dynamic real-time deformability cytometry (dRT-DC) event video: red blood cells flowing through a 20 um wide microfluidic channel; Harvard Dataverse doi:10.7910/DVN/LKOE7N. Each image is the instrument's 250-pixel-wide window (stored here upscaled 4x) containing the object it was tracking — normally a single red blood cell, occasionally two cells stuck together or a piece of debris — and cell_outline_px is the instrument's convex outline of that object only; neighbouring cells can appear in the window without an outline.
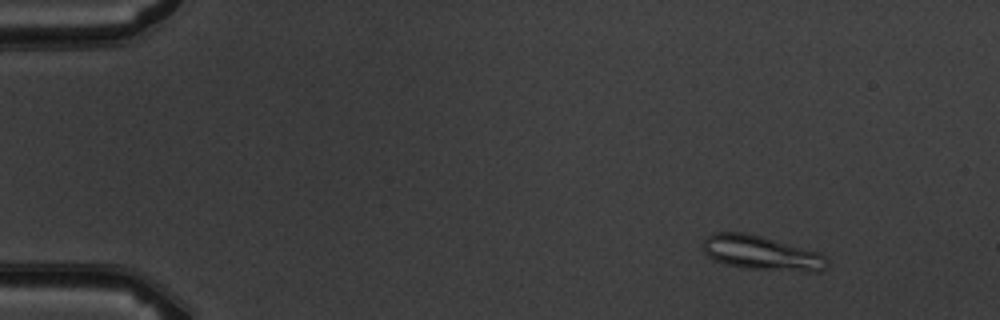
{"species": "common noctule bat (a hibernating species)", "species_latin": "Nyctalus noctula", "temperature_condition": "warm", "stored_images_in_passage": 6, "camera_frame_rate_fps": 3000, "um_per_image_px": 0.085, "animal": {"sex": "male", "body_mass_g": 19.5, "forearm_length_mm": 54.6}, "frame": {"image": 1, "passage_image": 2, "time_ms": 1.333, "image_size_px": [1000, 320], "cell_outline_px": [[828, 264], [820, 272], [808, 272], [744, 268], [712, 260], [704, 252], [700, 244], [704, 236], [712, 232], [744, 232], [760, 236], [820, 252], [828, 260]], "centroid_in_image_um": [64.67, 21.5], "position_along_channel_um": 20.3, "area_um2": 25.2}}
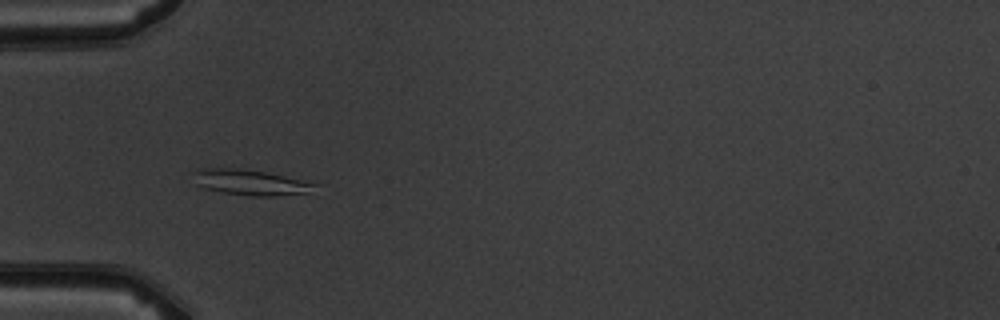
{"frame": {"image": 2, "passage_image": 5, "time_ms": 5.0, "image_size_px": [1000, 320], "cell_outline_px": [[320, 184], [308, 192], [276, 196], [248, 196], [220, 192], [204, 188], [196, 184], [192, 172], [196, 168], [236, 168], [264, 172], [284, 176]], "centroid_in_image_um": [21.22, 15.5], "position_along_channel_um": 63.8, "area_um2": 18.09}}
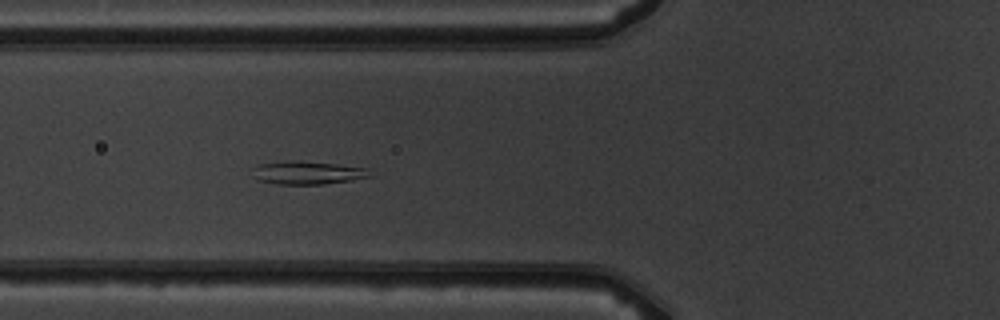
{"frame": {"image": 3, "passage_image": 6, "time_ms": 6.0, "image_size_px": [1000, 320], "cell_outline_px": [[372, 176], [352, 180], [324, 184], [276, 184], [260, 180], [256, 176], [252, 168], [256, 164], [284, 160], [300, 160], [336, 164], [368, 168]], "centroid_in_image_um": [26.14, 14.66], "position_along_channel_um": 99.7, "area_um2": 15.95}}